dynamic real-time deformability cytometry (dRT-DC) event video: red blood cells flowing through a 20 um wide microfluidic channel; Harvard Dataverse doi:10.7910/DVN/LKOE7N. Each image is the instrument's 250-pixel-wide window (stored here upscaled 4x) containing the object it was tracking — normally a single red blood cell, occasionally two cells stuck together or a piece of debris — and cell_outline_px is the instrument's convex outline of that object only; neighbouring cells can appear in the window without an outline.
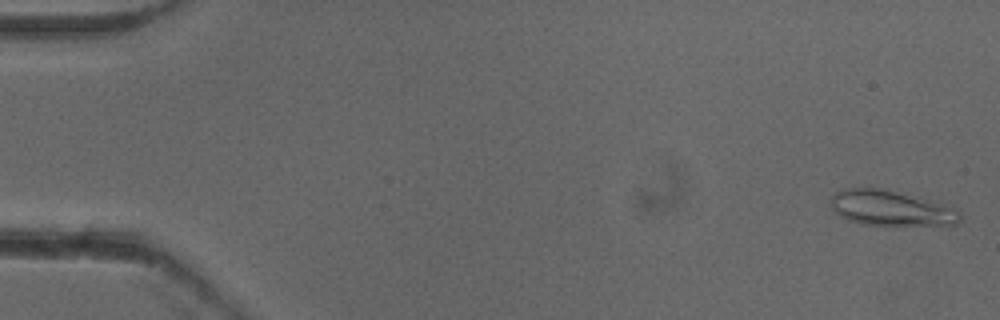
{"species": "common noctule bat (a hibernating species)", "species_latin": "Nyctalus noctula", "temperature_condition": "cold", "stored_images_in_passage": 53, "camera_frame_rate_fps": 3000, "um_per_image_px": 0.085, "animal": {"sex": "female"}, "frame": {"image": 1, "passage_image": 2, "time_ms": 0.333, "image_size_px": [1000, 320], "cell_outline_px": [[960, 220], [956, 224], [896, 228], [884, 228], [860, 224], [848, 220], [840, 216], [832, 208], [832, 196], [836, 192], [844, 188], [880, 188], [928, 200], [960, 212]], "centroid_in_image_um": [75.69, 17.77], "position_along_channel_um": 9.3, "area_um2": 27.05}}
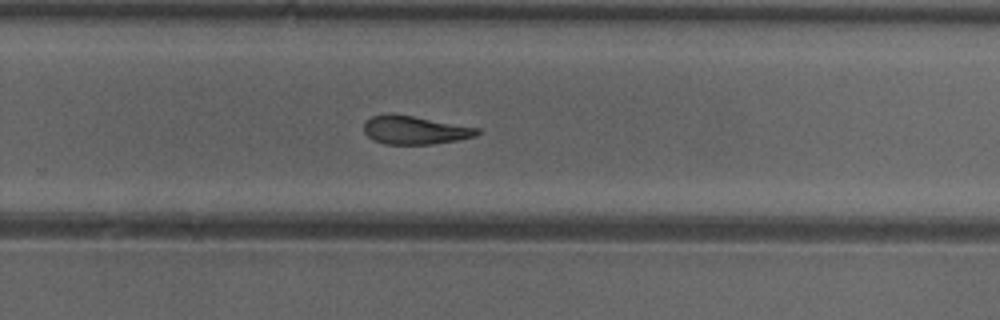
{"frame": {"image": 2, "passage_image": 35, "time_ms": 11.333, "image_size_px": [1000, 320], "cell_outline_px": [[480, 132], [476, 136], [456, 140], [432, 144], [384, 144], [372, 140], [364, 132], [364, 124], [372, 116], [388, 112], [412, 116], [480, 128]], "centroid_in_image_um": [35.23, 11.05], "position_along_channel_um": 294.6, "area_um2": 18.73}}
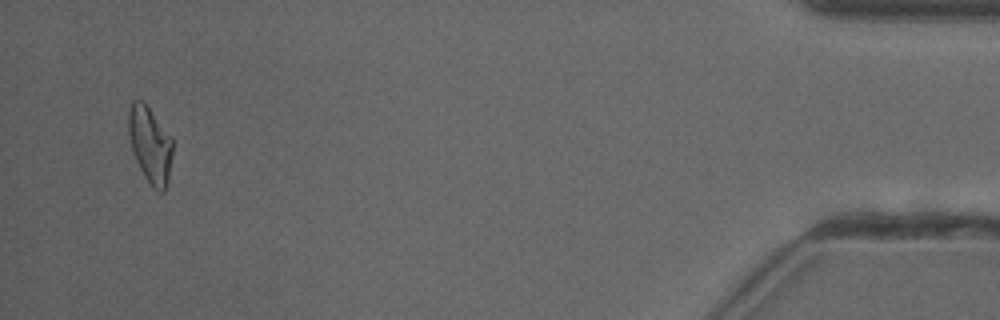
{"frame": {"image": 3, "passage_image": 51, "time_ms": 16.667, "image_size_px": [1000, 320], "cell_outline_px": [[172, 152], [168, 180], [164, 192], [160, 192], [144, 176], [136, 160], [132, 148], [128, 132], [128, 108], [132, 100], [140, 100], [148, 108], [172, 136]], "centroid_in_image_um": [12.75, 12.27], "position_along_channel_um": 422.4, "area_um2": 19.25}, "authors_computed_cell_mechanics": {"area_um2": 19.8832, "velocity_mm_per_s": 3.9244, "shape_relaxation_time_tau1_ms": 9.5426, "shape_relaxation_time_tau2_ms": 3.5179, "deformation_change_tau1": 0.2322, "deformation_change_tau2": 0.1136}}